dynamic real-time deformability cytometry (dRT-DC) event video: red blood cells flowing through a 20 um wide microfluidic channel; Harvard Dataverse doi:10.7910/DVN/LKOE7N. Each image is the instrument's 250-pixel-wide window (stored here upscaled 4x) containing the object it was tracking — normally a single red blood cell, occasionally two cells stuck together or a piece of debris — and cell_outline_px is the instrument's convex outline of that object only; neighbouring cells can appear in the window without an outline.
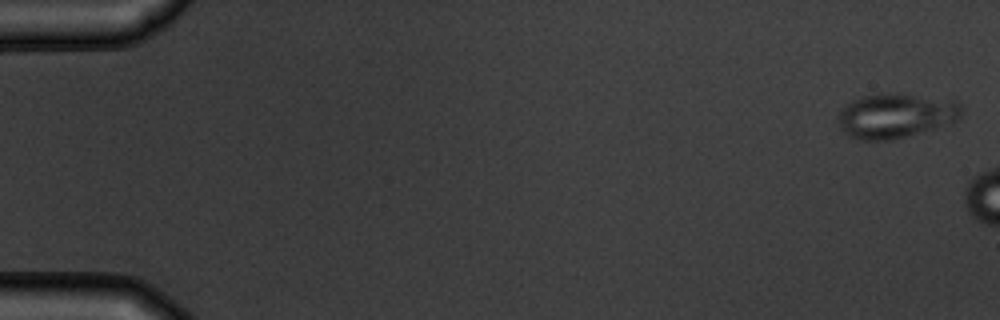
{"species": "common noctule bat (a hibernating species)", "species_latin": "Nyctalus noctula", "temperature_condition": "warm", "stored_images_in_passage": 3, "camera_frame_rate_fps": 3000, "um_per_image_px": 0.085, "animal": {"sex": "male", "body_mass_g": 19.5, "forearm_length_mm": 54.6}, "frame": {"image": 1, "passage_image": 1, "time_ms": 0.0, "image_size_px": [1000, 320], "cell_outline_px": [[964, 108], [960, 116], [956, 120], [932, 128], [892, 140], [860, 140], [848, 136], [844, 132], [836, 116], [848, 104], [864, 96], [896, 92], [900, 92], [960, 100]], "centroid_in_image_um": [76.19, 9.8], "position_along_channel_um": 8.8, "area_um2": 32.14}}